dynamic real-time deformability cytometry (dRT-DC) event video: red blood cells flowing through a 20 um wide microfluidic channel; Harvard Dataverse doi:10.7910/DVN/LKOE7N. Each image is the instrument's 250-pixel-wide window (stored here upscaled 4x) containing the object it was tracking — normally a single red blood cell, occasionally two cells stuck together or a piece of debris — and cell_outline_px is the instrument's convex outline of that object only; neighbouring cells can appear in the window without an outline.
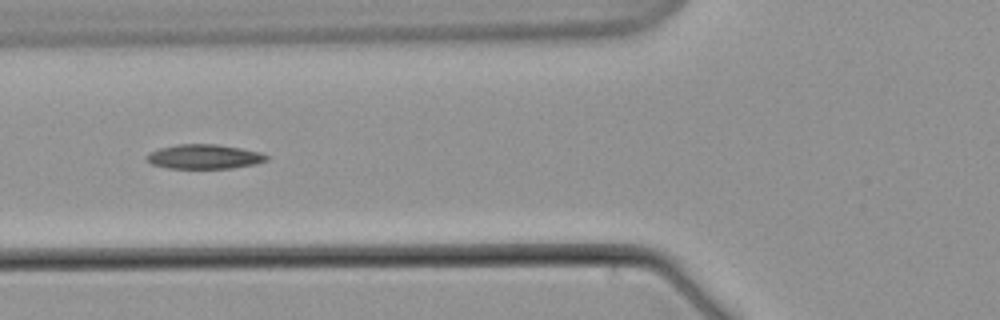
{"species": "common noctule bat (a hibernating species)", "species_latin": "Nyctalus noctula", "temperature_condition": "warm", "stored_images_in_passage": 7, "camera_frame_rate_fps": 3000, "um_per_image_px": 0.085, "animal": {"sex": "male", "body_mass_g": 21.5, "forearm_length_mm": 52.0}, "frame": {"image": 1, "passage_image": 5, "time_ms": 5.667, "image_size_px": [1000, 320], "cell_outline_px": [[268, 160], [256, 164], [232, 168], [168, 168], [152, 164], [144, 160], [152, 152], [160, 148], [176, 144], [216, 144], [240, 148], [260, 152], [268, 156]], "centroid_in_image_um": [17.38, 13.32], "position_along_channel_um": 108.4, "area_um2": 16.99}}
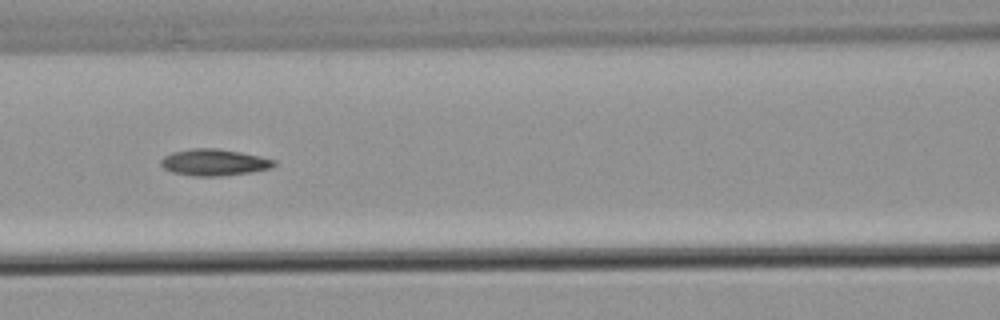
{"frame": {"image": 2, "passage_image": 6, "time_ms": 7.0, "image_size_px": [1000, 320], "cell_outline_px": [[276, 164], [272, 168], [248, 172], [220, 176], [196, 176], [172, 172], [164, 168], [160, 164], [160, 160], [164, 156], [172, 152], [192, 148], [216, 148], [240, 152], [276, 160]], "centroid_in_image_um": [18.18, 13.79], "position_along_channel_um": 148.4, "area_um2": 17.4}}